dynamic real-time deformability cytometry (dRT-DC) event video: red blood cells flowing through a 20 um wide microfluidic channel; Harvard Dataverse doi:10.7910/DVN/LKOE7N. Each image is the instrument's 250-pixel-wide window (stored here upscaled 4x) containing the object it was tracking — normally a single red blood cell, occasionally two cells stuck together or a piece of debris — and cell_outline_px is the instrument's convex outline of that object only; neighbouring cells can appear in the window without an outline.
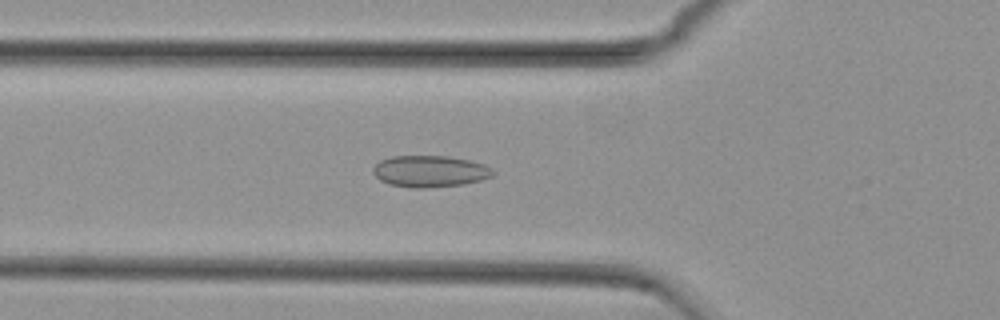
{"species": "common noctule bat (a hibernating species)", "species_latin": "Nyctalus noctula", "temperature_condition": "cold", "stored_images_in_passage": 44, "camera_frame_rate_fps": 3000, "um_per_image_px": 0.085, "animal": {"sex": "female", "body_mass_g": 29.2, "forearm_length_mm": 56.3}, "frame": {"image": 1, "passage_image": 9, "time_ms": 2.667, "image_size_px": [1000, 320], "cell_outline_px": [[496, 172], [492, 176], [480, 180], [464, 184], [424, 188], [412, 188], [388, 184], [380, 180], [372, 172], [372, 168], [380, 160], [392, 156], [448, 156], [468, 160], [484, 164], [492, 168]], "centroid_in_image_um": [36.53, 14.56], "position_along_channel_um": 89.3, "area_um2": 22.14}}
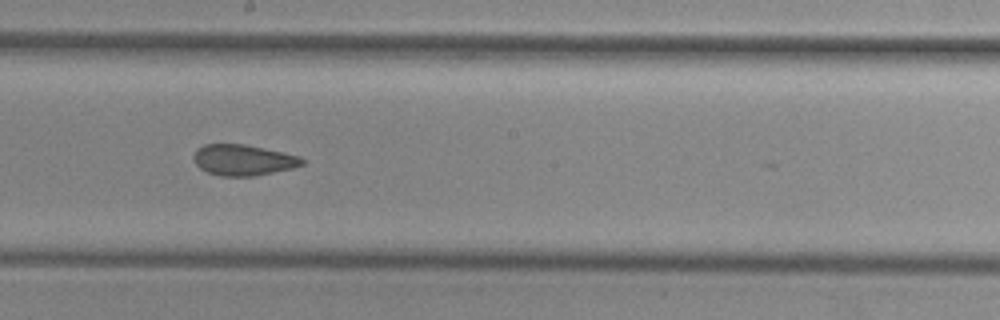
{"frame": {"image": 2, "passage_image": 20, "time_ms": 6.333, "image_size_px": [1000, 320], "cell_outline_px": [[304, 164], [292, 168], [256, 176], [220, 176], [208, 172], [200, 168], [196, 164], [192, 156], [196, 148], [204, 144], [244, 144], [300, 156], [304, 160]], "centroid_in_image_um": [20.64, 13.6], "position_along_channel_um": 227.6, "area_um2": 19.54}}
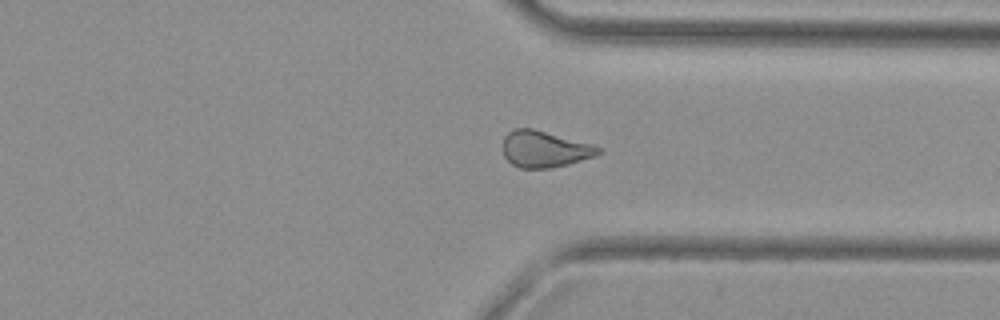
{"frame": {"image": 3, "passage_image": 31, "time_ms": 10.0, "image_size_px": [1000, 320], "cell_outline_px": [[604, 148], [596, 156], [568, 164], [548, 168], [520, 168], [512, 164], [504, 156], [504, 136], [508, 132], [516, 128], [532, 128], [592, 144]], "centroid_in_image_um": [46.31, 12.67], "position_along_channel_um": 365.1, "area_um2": 20.17}, "authors_computed_cell_mechanics": {"area_um2": 20.4901, "velocity_mm_per_s": 3.758, "shape_relaxation_time_tau1_ms": null, "shape_relaxation_time_tau2_ms": 2.3156, "deformation_change_tau1": null, "deformation_change_tau2": 0.0906}}